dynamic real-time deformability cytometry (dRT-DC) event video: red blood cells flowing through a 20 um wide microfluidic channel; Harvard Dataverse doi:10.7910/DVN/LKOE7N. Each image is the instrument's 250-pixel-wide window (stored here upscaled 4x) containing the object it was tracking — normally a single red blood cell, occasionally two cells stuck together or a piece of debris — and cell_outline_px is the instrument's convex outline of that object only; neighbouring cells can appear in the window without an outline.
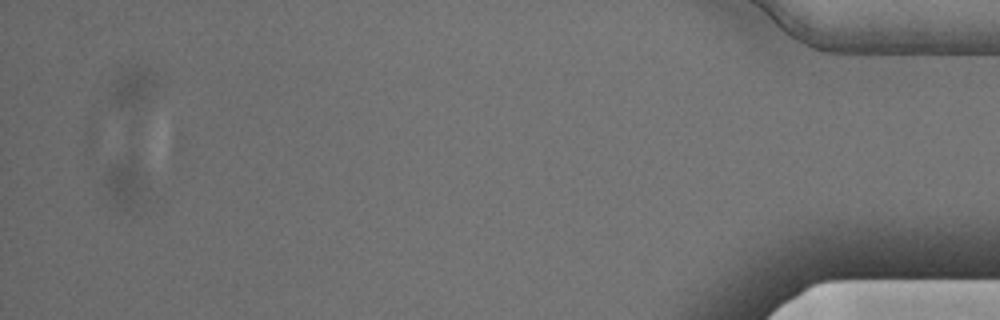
{"species": "Egyptian fruit bat (a non-hibernating species)", "species_latin": "Rousettus aegyptiacus", "temperature_condition": "cold", "stored_images_in_passage": 15, "camera_frame_rate_fps": 3000, "um_per_image_px": 0.085, "animal": {"sex": "male"}, "frame": {"image": 1, "passage_image": 15, "time_ms": 4.667, "image_size_px": [1000, 320], "cell_outline_px": [[148, 188], [140, 204], [132, 212], [124, 212], [108, 196], [104, 184], [104, 180], [108, 168], [116, 160], [128, 152], [132, 152], [144, 172]], "centroid_in_image_um": [10.72, 15.54], "position_along_channel_um": 424.5, "area_um2": 13.01}}